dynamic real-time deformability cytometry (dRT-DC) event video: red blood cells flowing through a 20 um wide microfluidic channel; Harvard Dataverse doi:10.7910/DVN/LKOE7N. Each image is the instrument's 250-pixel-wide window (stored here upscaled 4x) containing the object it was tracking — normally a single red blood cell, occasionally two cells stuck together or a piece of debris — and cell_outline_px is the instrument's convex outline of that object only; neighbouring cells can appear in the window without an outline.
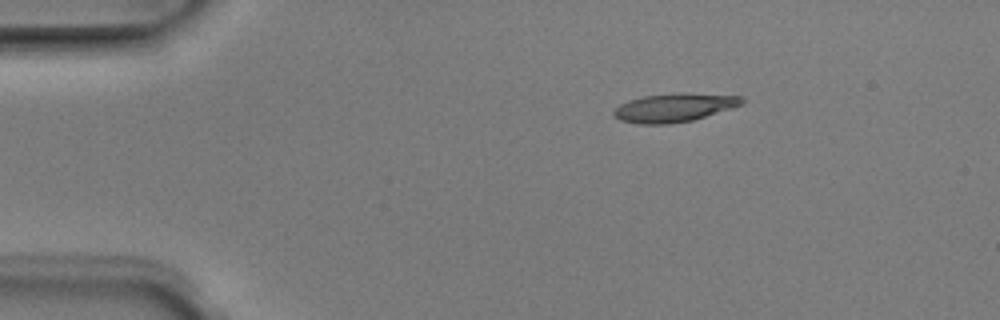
{"species": "Egyptian fruit bat (a non-hibernating species)", "species_latin": "Rousettus aegyptiacus", "temperature_condition": "room temperature", "stored_images_in_passage": 2, "camera_frame_rate_fps": 3000, "um_per_image_px": 0.085, "animal": {"sex": "male"}, "frame": {"image": 1, "passage_image": 1, "time_ms": 0.0, "image_size_px": [1000, 320], "cell_outline_px": [[744, 104], [732, 108], [692, 120], [668, 124], [636, 124], [620, 120], [612, 116], [612, 112], [620, 104], [628, 100], [644, 96], [744, 96]], "centroid_in_image_um": [57.21, 9.22], "position_along_channel_um": 27.8, "area_um2": 20.06}}